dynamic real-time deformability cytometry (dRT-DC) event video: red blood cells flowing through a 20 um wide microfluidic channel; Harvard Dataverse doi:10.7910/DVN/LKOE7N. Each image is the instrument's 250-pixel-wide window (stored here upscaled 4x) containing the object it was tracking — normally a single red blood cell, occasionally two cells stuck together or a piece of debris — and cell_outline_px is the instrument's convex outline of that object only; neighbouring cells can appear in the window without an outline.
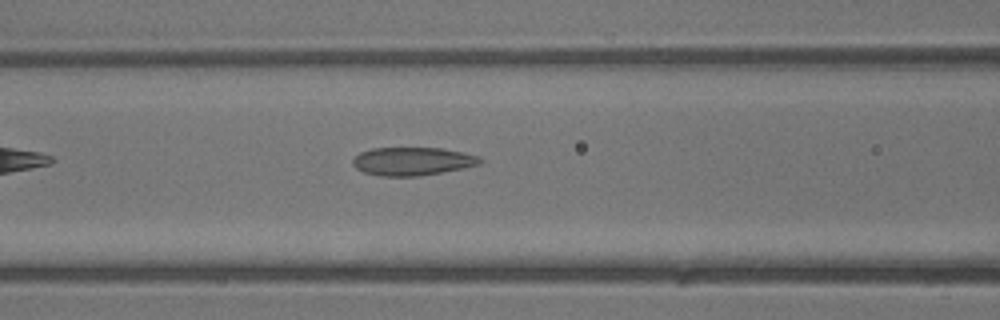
{"species": "common noctule bat (a hibernating species)", "species_latin": "Nyctalus noctula", "temperature_condition": "warm", "stored_images_in_passage": 21, "camera_frame_rate_fps": 3000, "um_per_image_px": 0.085, "animal": {"sex": "male", "body_mass_g": 13.3}, "frame": {"image": 1, "passage_image": 6, "time_ms": 1.667, "image_size_px": [1000, 320], "cell_outline_px": [[484, 160], [480, 164], [464, 168], [420, 176], [380, 176], [364, 172], [356, 168], [352, 164], [352, 160], [360, 152], [372, 148], [440, 148], [480, 156]], "centroid_in_image_um": [35.06, 13.71], "position_along_channel_um": 131.5, "area_um2": 20.92}}
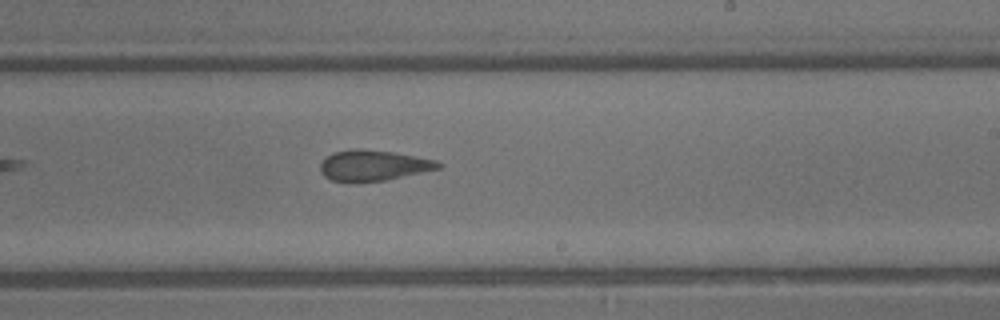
{"frame": {"image": 2, "passage_image": 13, "time_ms": 4.0, "image_size_px": [1000, 320], "cell_outline_px": [[444, 164], [440, 168], [384, 180], [356, 184], [348, 184], [332, 180], [324, 176], [320, 172], [320, 164], [332, 152], [352, 148], [356, 148], [392, 152], [416, 156], [436, 160]], "centroid_in_image_um": [31.68, 14.08], "position_along_channel_um": 257.3, "area_um2": 21.44}}
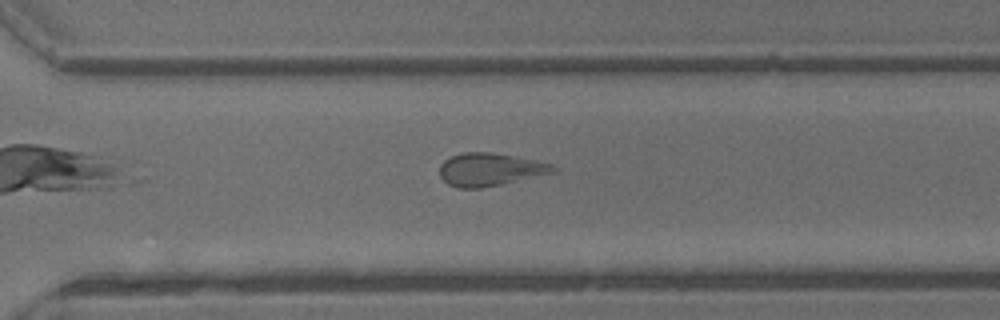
{"frame": {"image": 3, "passage_image": 17, "time_ms": 5.333, "image_size_px": [1000, 320], "cell_outline_px": [[560, 172], [480, 188], [456, 188], [448, 184], [440, 176], [440, 164], [444, 160], [452, 156], [464, 152], [488, 152], [512, 156], [552, 164], [560, 168]], "centroid_in_image_um": [41.69, 14.42], "position_along_channel_um": 328.9, "area_um2": 21.73}}